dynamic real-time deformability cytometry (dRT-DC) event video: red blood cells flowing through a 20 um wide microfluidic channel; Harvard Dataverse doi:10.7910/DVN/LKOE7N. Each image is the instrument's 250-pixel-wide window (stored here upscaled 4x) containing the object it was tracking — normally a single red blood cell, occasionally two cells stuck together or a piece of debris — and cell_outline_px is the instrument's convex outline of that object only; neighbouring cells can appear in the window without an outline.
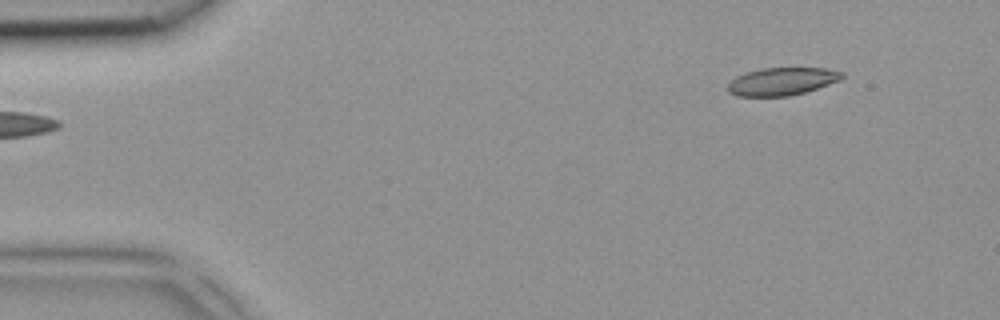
{"species": "common noctule bat (a hibernating species)", "species_latin": "Nyctalus noctula", "temperature_condition": "room temperature", "stored_images_in_passage": 3, "camera_frame_rate_fps": 3000, "um_per_image_px": 0.085, "animal": {"sex": "female", "body_mass_g": 18.4}, "frame": {"image": 1, "passage_image": 1, "time_ms": 0.0, "image_size_px": [1000, 320], "cell_outline_px": [[844, 76], [840, 80], [804, 92], [788, 96], [736, 96], [728, 92], [728, 84], [736, 76], [760, 68], [828, 68], [844, 72]], "centroid_in_image_um": [66.47, 6.91], "position_along_channel_um": 18.5, "area_um2": 18.38}}